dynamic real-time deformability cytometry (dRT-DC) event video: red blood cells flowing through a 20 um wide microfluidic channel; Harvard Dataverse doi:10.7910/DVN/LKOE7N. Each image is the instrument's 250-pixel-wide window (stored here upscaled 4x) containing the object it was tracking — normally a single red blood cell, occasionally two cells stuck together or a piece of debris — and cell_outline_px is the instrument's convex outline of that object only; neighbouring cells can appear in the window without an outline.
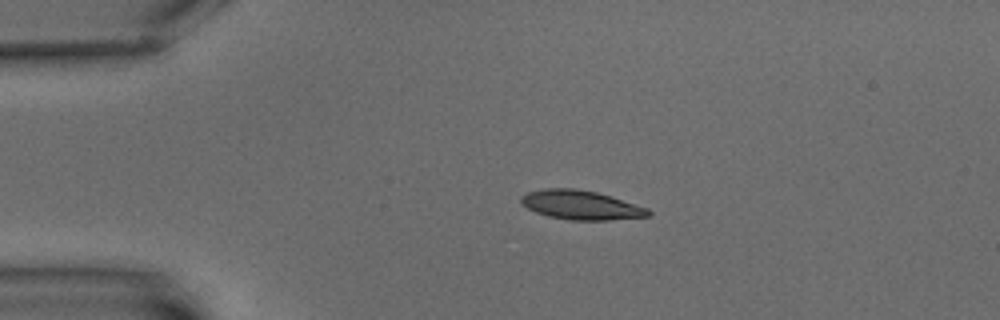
{"species": "common noctule bat (a hibernating species)", "species_latin": "Nyctalus noctula", "temperature_condition": "warm", "stored_images_in_passage": 2, "camera_frame_rate_fps": 3000, "um_per_image_px": 0.085, "animal": {"sex": "male", "body_mass_g": 15.6}, "frame": {"image": 1, "passage_image": 1, "time_ms": 0.0, "image_size_px": [1000, 320], "cell_outline_px": [[652, 216], [608, 220], [568, 220], [548, 216], [536, 212], [520, 204], [520, 196], [528, 192], [544, 188], [572, 188], [596, 192], [648, 208], [652, 212]], "centroid_in_image_um": [49.36, 17.43], "position_along_channel_um": 35.6, "area_um2": 21.62}}